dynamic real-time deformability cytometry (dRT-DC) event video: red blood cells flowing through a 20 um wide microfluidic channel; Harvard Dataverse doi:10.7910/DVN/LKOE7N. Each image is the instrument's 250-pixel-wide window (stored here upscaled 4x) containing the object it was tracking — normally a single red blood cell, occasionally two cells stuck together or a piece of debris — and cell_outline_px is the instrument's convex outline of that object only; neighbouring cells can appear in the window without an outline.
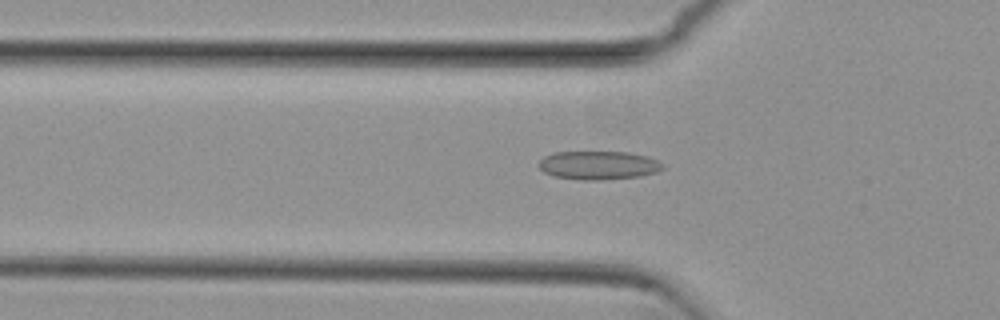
{"species": "common noctule bat (a hibernating species)", "species_latin": "Nyctalus noctula", "temperature_condition": "cold", "stored_images_in_passage": 53, "camera_frame_rate_fps": 3000, "um_per_image_px": 0.085, "animal": {"sex": "female", "body_mass_g": 29.2, "forearm_length_mm": 56.3}, "frame": {"image": 1, "passage_image": 17, "time_ms": 5.333, "image_size_px": [1000, 320], "cell_outline_px": [[664, 168], [656, 172], [640, 176], [600, 180], [580, 180], [552, 176], [544, 172], [536, 164], [544, 156], [556, 152], [628, 152], [648, 156], [664, 164]], "centroid_in_image_um": [50.85, 14.05], "position_along_channel_um": 74.9, "area_um2": 20.75}}
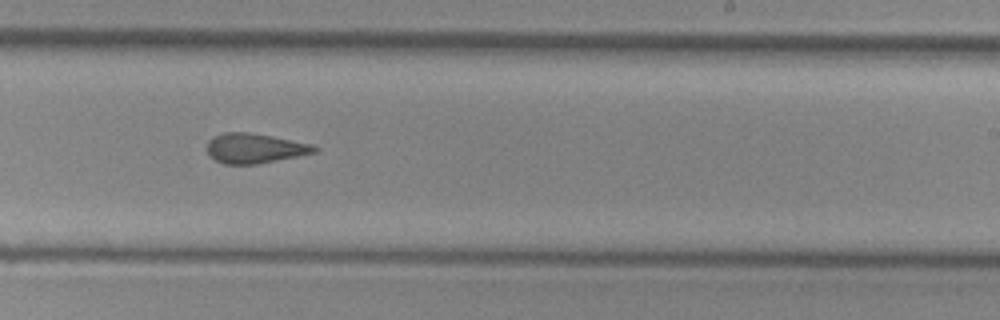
{"frame": {"image": 2, "passage_image": 32, "time_ms": 10.333, "image_size_px": [1000, 320], "cell_outline_px": [[320, 148], [316, 152], [256, 164], [224, 164], [208, 156], [208, 140], [212, 136], [224, 132], [248, 132], [272, 136], [312, 144]], "centroid_in_image_um": [21.62, 12.59], "position_along_channel_um": 267.4, "area_um2": 18.61}}
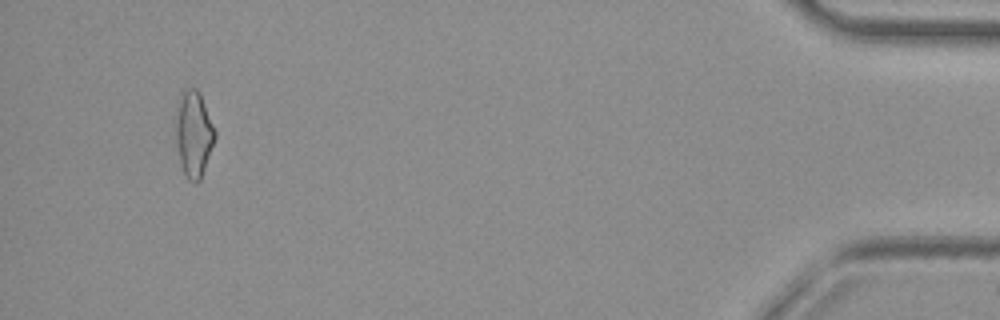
{"frame": {"image": 3, "passage_image": 50, "time_ms": 16.333, "image_size_px": [1000, 320], "cell_outline_px": [[216, 136], [200, 180], [196, 184], [188, 180], [180, 164], [176, 144], [176, 116], [180, 92], [188, 88], [196, 88], [200, 92], [216, 132]], "centroid_in_image_um": [16.46, 11.38], "position_along_channel_um": 418.7, "area_um2": 19.59}, "authors_computed_cell_mechanics": {"area_um2": 19.5942, "velocity_mm_per_s": 3.8418, "shape_relaxation_time_tau1_ms": null, "shape_relaxation_time_tau2_ms": 2.4822, "deformation_change_tau1": null, "deformation_change_tau2": 0.1125}}